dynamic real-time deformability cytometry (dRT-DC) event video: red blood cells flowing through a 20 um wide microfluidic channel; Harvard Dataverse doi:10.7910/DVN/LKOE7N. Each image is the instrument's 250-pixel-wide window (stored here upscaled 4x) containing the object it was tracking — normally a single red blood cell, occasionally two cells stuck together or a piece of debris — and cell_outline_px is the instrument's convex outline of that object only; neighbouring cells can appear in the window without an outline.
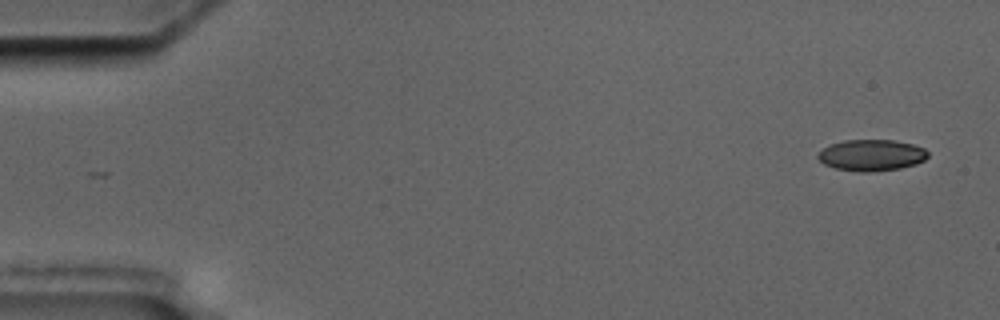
{"species": "common noctule bat (a hibernating species)", "species_latin": "Nyctalus noctula", "temperature_condition": "cold", "stored_images_in_passage": 4, "camera_frame_rate_fps": 3000, "um_per_image_px": 0.085, "animal": {"sex": "male", "body_mass_g": 17.5, "forearm_length_mm": 52.3}, "frame": {"image": 1, "passage_image": 1, "time_ms": 0.0, "image_size_px": [1000, 320], "cell_outline_px": [[928, 156], [924, 160], [916, 164], [900, 168], [872, 172], [860, 172], [836, 168], [824, 164], [816, 156], [824, 148], [832, 144], [844, 140], [892, 140], [912, 144], [924, 148], [928, 152]], "centroid_in_image_um": [74.09, 13.19], "position_along_channel_um": 10.9, "area_um2": 19.94}}
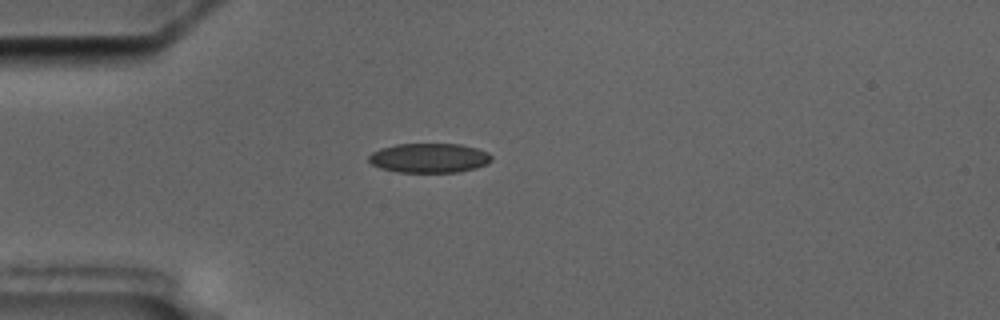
{"frame": {"image": 2, "passage_image": 4, "time_ms": 4.333, "image_size_px": [1000, 320], "cell_outline_px": [[492, 160], [488, 164], [476, 168], [456, 172], [396, 172], [380, 168], [372, 164], [368, 160], [368, 156], [372, 152], [380, 148], [396, 144], [460, 144], [476, 148], [488, 152], [492, 156]], "centroid_in_image_um": [36.48, 13.43], "position_along_channel_um": 48.5, "area_um2": 21.21}}